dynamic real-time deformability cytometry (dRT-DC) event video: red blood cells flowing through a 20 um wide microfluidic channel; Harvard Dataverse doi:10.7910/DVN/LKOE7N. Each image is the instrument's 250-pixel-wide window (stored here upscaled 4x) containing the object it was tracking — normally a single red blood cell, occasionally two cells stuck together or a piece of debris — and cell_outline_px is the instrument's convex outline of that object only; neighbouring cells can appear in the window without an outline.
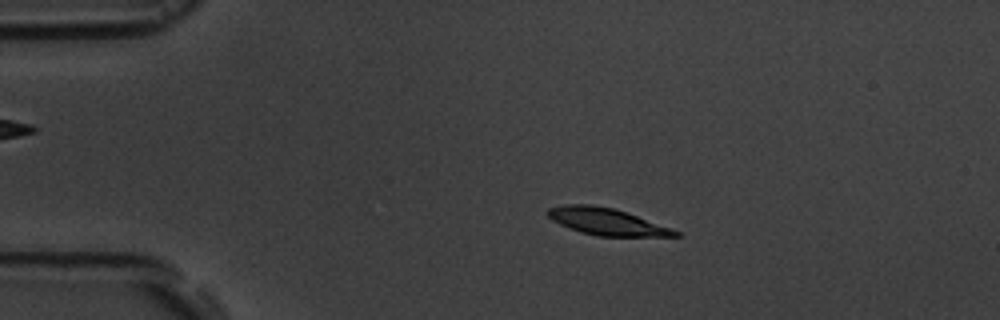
{"species": "common noctule bat (a hibernating species)", "species_latin": "Nyctalus noctula", "temperature_condition": "room temperature", "stored_images_in_passage": 6, "camera_frame_rate_fps": 3000, "um_per_image_px": 0.085, "animal": {"sex": "male", "body_mass_g": 19.5, "forearm_length_mm": 54.6}, "frame": {"image": 1, "passage_image": 4, "time_ms": 3.333, "image_size_px": [1000, 320], "cell_outline_px": [[680, 236], [596, 236], [580, 232], [568, 228], [552, 220], [544, 212], [548, 208], [564, 204], [592, 204], [612, 208], [672, 228], [680, 232]], "centroid_in_image_um": [51.5, 18.83], "position_along_channel_um": 33.5, "area_um2": 19.88}}
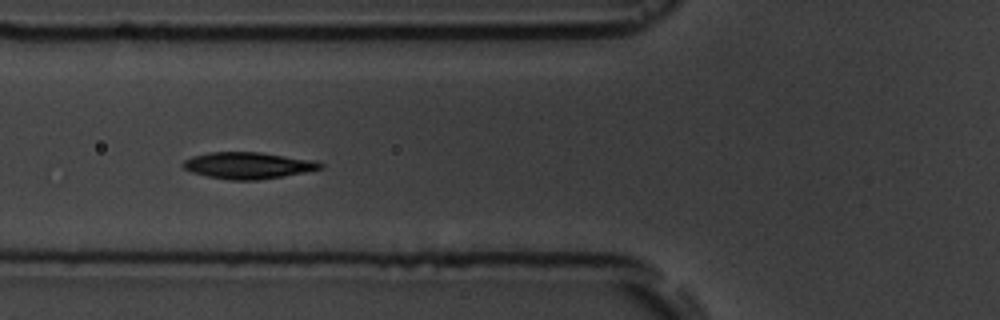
{"frame": {"image": 2, "passage_image": 6, "time_ms": 6.667, "image_size_px": [1000, 320], "cell_outline_px": [[324, 168], [304, 172], [256, 180], [228, 180], [208, 176], [192, 172], [184, 168], [180, 164], [184, 160], [192, 156], [208, 152], [260, 152], [316, 160], [324, 164]], "centroid_in_image_um": [21.08, 14.05], "position_along_channel_um": 104.7, "area_um2": 21.27}}